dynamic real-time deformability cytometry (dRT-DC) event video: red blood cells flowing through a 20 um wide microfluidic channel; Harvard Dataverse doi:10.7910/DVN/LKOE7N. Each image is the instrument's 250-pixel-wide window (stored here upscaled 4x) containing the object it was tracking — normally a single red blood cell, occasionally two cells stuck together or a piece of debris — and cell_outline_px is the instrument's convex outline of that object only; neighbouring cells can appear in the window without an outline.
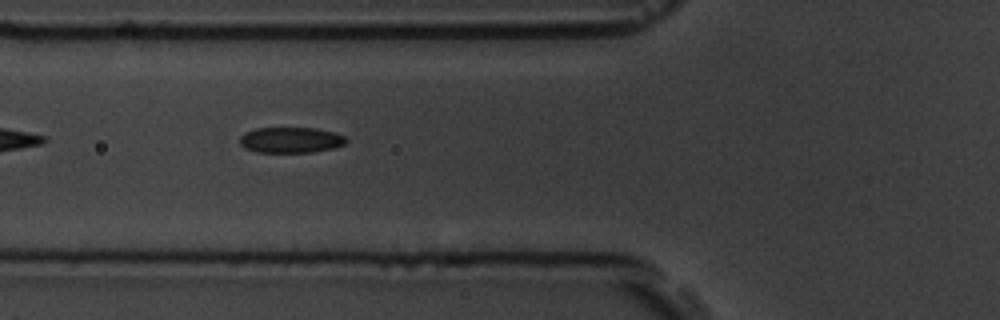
{"species": "common noctule bat (a hibernating species)", "species_latin": "Nyctalus noctula", "temperature_condition": "room temperature", "stored_images_in_passage": 6, "camera_frame_rate_fps": 3000, "um_per_image_px": 0.085, "animal": {"sex": "male", "body_mass_g": 19.5, "forearm_length_mm": 54.6}, "frame": {"image": 1, "passage_image": 5, "time_ms": 4.667, "image_size_px": [1000, 320], "cell_outline_px": [[348, 140], [344, 144], [332, 148], [312, 152], [256, 152], [244, 148], [240, 144], [240, 136], [244, 132], [256, 128], [316, 128], [332, 132], [344, 136]], "centroid_in_image_um": [24.67, 11.9], "position_along_channel_um": 101.1, "area_um2": 15.9}}
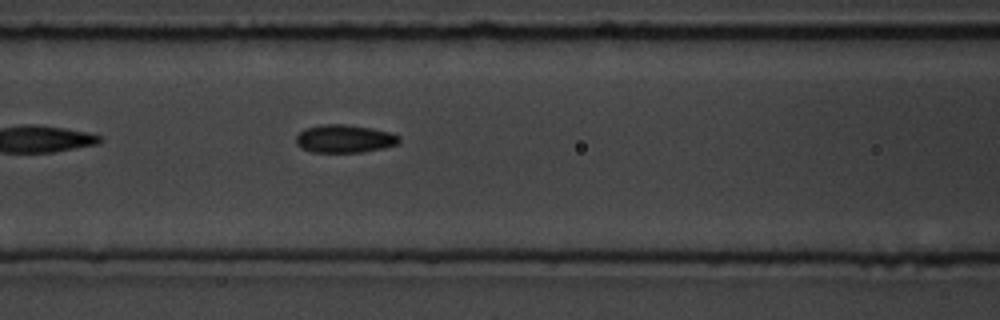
{"frame": {"image": 2, "passage_image": 6, "time_ms": 5.667, "image_size_px": [1000, 320], "cell_outline_px": [[400, 140], [396, 144], [384, 148], [360, 152], [312, 152], [300, 148], [296, 144], [296, 136], [304, 128], [324, 124], [344, 124], [372, 128], [392, 132], [400, 136]], "centroid_in_image_um": [29.27, 11.79], "position_along_channel_um": 137.3, "area_um2": 16.94}}